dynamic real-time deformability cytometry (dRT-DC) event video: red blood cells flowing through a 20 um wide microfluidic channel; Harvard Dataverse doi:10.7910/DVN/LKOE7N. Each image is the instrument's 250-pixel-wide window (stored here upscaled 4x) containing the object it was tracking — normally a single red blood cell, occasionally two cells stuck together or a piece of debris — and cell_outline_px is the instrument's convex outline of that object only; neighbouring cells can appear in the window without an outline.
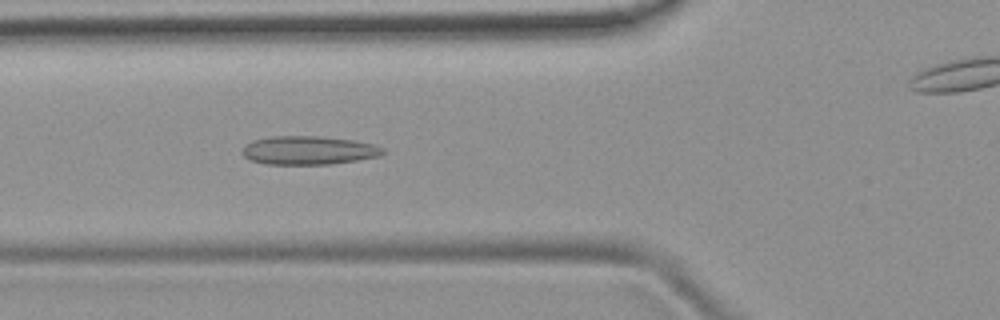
{"species": "common noctule bat (a hibernating species)", "species_latin": "Nyctalus noctula", "temperature_condition": "room temperature", "stored_images_in_passage": 51, "camera_frame_rate_fps": 3000, "um_per_image_px": 0.085, "animal": {"sex": "female", "body_mass_g": 19.9}, "frame": {"image": 1, "passage_image": 18, "time_ms": 5.667, "image_size_px": [1000, 320], "cell_outline_px": [[384, 152], [380, 156], [332, 164], [264, 164], [248, 160], [240, 152], [244, 144], [252, 140], [272, 136], [320, 136], [352, 140], [372, 144], [384, 148]], "centroid_in_image_um": [26.16, 12.78], "position_along_channel_um": 99.6, "area_um2": 23.58}}
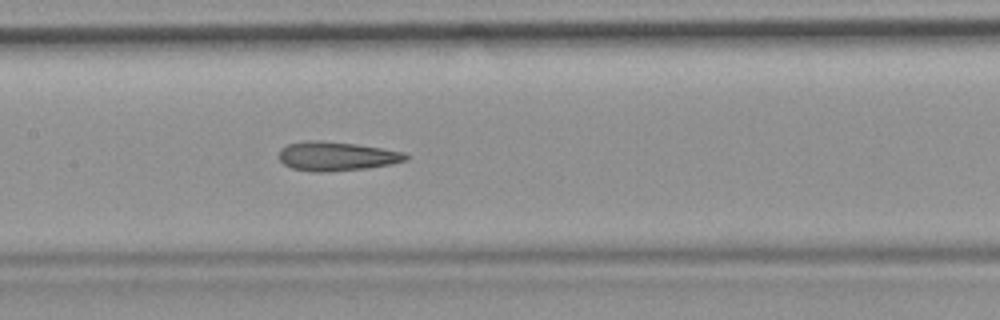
{"frame": {"image": 2, "passage_image": 24, "time_ms": 7.667, "image_size_px": [1000, 320], "cell_outline_px": [[408, 160], [392, 164], [368, 168], [328, 172], [312, 172], [292, 168], [284, 164], [280, 160], [280, 148], [288, 144], [308, 140], [316, 140], [356, 144], [404, 152], [408, 156]], "centroid_in_image_um": [28.61, 13.29], "position_along_channel_um": 178.8, "area_um2": 21.5}}
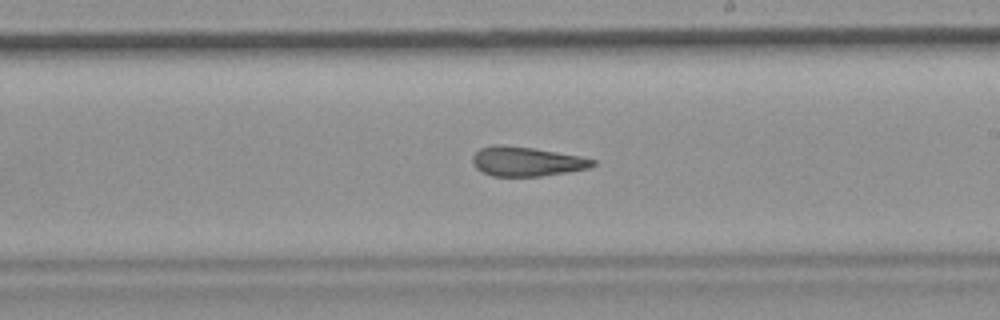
{"frame": {"image": 3, "passage_image": 29, "time_ms": 9.333, "image_size_px": [1000, 320], "cell_outline_px": [[596, 164], [588, 168], [568, 172], [540, 176], [492, 176], [476, 168], [472, 164], [472, 156], [480, 148], [496, 144], [532, 148], [580, 156], [596, 160]], "centroid_in_image_um": [44.74, 13.73], "position_along_channel_um": 244.3, "area_um2": 20.46}, "authors_computed_cell_mechanics": {"area_um2": 21.964, "velocity_mm_per_s": 3.9449, "shape_relaxation_time_tau1_ms": null, "shape_relaxation_time_tau2_ms": 3.5156, "deformation_change_tau1": null, "deformation_change_tau2": 0.1406}}